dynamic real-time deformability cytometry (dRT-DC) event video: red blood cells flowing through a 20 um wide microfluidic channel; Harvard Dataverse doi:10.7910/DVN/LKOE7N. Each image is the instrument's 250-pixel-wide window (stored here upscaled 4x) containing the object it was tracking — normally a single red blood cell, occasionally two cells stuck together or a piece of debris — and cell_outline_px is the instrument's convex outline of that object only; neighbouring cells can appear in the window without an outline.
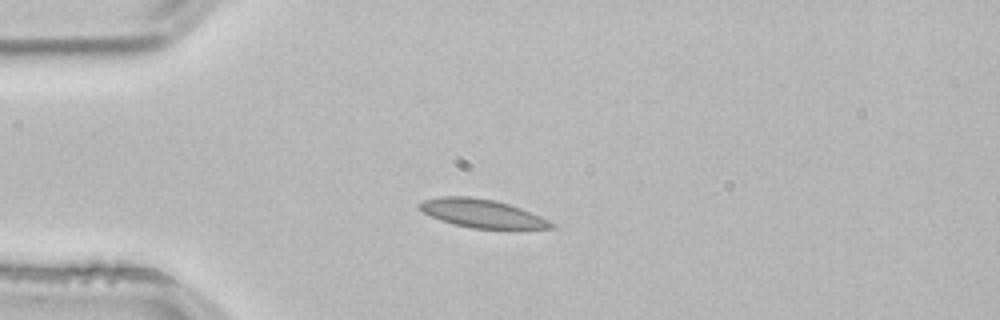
{"species": "common noctule bat (a hibernating species)", "species_latin": "Nyctalus noctula", "temperature_condition": "room temperature", "stored_images_in_passage": 41, "camera_frame_rate_fps": 3000, "um_per_image_px": 0.085, "animal": {"sex": "male", "body_mass_g": 21.5, "forearm_length_mm": 52.0}, "frame": {"image": 1, "passage_image": 1, "time_ms": 0.0, "image_size_px": [1000, 320], "cell_outline_px": [[552, 228], [472, 228], [452, 224], [440, 220], [416, 208], [416, 204], [420, 200], [440, 196], [472, 196], [496, 200], [520, 208], [540, 216], [548, 220], [552, 224]], "centroid_in_image_um": [40.84, 18.11], "position_along_channel_um": 44.2, "area_um2": 21.68}}
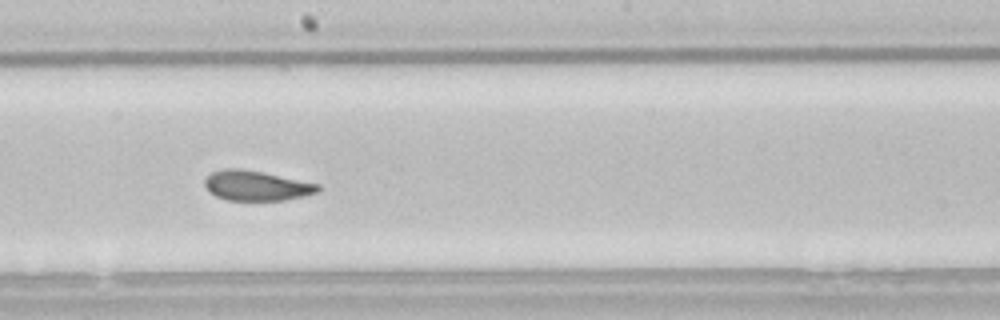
{"frame": {"image": 2, "passage_image": 17, "time_ms": 5.333, "image_size_px": [1000, 320], "cell_outline_px": [[320, 188], [316, 192], [304, 196], [284, 200], [228, 200], [216, 196], [208, 192], [204, 184], [204, 180], [212, 172], [224, 168], [240, 168], [320, 184]], "centroid_in_image_um": [21.75, 15.78], "position_along_channel_um": 226.4, "area_um2": 19.59}}
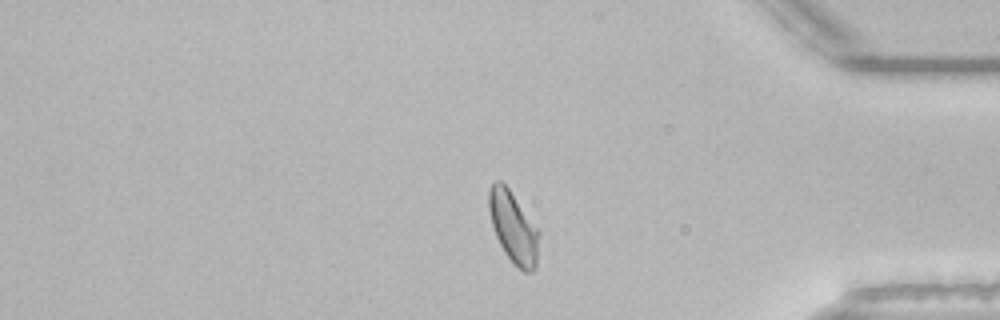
{"frame": {"image": 3, "passage_image": 32, "time_ms": 10.333, "image_size_px": [1000, 320], "cell_outline_px": [[540, 232], [536, 268], [532, 272], [524, 272], [504, 252], [496, 236], [492, 224], [488, 208], [488, 192], [492, 184], [496, 180], [500, 180], [508, 188]], "centroid_in_image_um": [43.64, 19.33], "position_along_channel_um": 391.6, "area_um2": 20.52}, "authors_computed_cell_mechanics": {"area_um2": 20.5768, "velocity_mm_per_s": 3.8141, "shape_relaxation_time_tau1_ms": 5.7659, "shape_relaxation_time_tau2_ms": 1.3357, "deformation_change_tau1": 0.1387, "deformation_change_tau2": 0.0266}}